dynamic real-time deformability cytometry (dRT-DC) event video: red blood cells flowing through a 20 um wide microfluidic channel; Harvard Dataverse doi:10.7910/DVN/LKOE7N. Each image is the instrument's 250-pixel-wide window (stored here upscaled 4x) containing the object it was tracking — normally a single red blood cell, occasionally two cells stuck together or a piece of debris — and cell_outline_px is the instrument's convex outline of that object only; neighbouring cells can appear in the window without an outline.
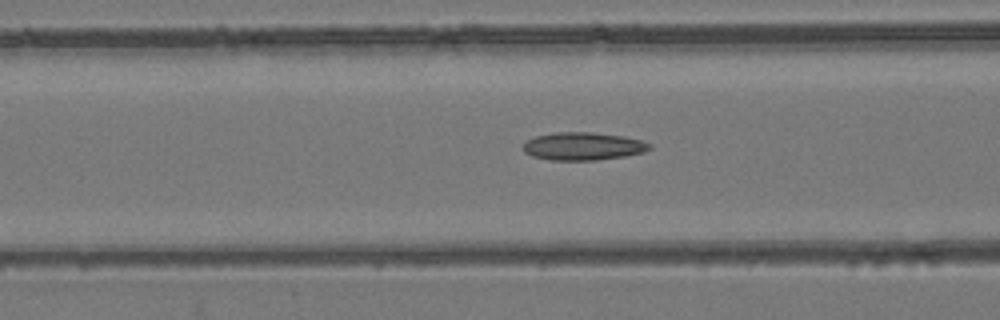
{"species": "common noctule bat (a hibernating species)", "species_latin": "Nyctalus noctula", "temperature_condition": "room temperature", "stored_images_in_passage": 54, "camera_frame_rate_fps": 3000, "um_per_image_px": 0.085, "animal": {"sex": "female", "body_mass_g": 24.6, "forearm_length_mm": 56.2}, "frame": {"image": 1, "passage_image": 22, "time_ms": 7.0, "image_size_px": [1000, 320], "cell_outline_px": [[652, 148], [644, 152], [624, 156], [596, 160], [552, 160], [532, 156], [524, 152], [520, 148], [528, 140], [536, 136], [552, 132], [592, 132], [620, 136], [640, 140], [652, 144]], "centroid_in_image_um": [49.53, 12.43], "position_along_channel_um": 117.1, "area_um2": 20.52}}
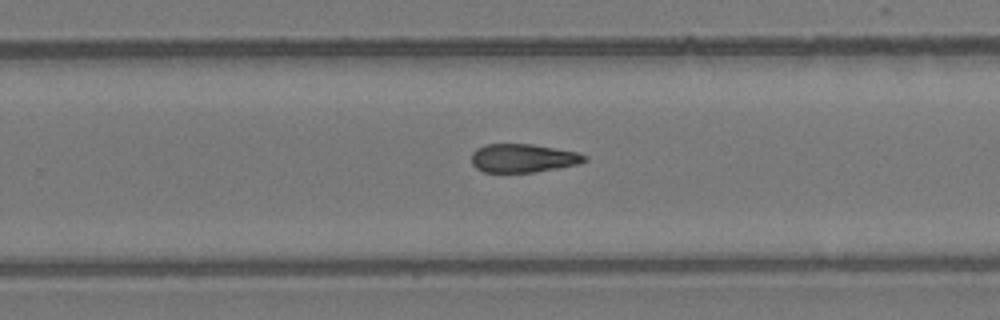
{"frame": {"image": 2, "passage_image": 35, "time_ms": 11.333, "image_size_px": [1000, 320], "cell_outline_px": [[588, 160], [580, 164], [532, 172], [484, 172], [476, 168], [472, 164], [472, 152], [476, 148], [484, 144], [532, 144], [576, 152], [588, 156]], "centroid_in_image_um": [44.45, 13.44], "position_along_channel_um": 285.3, "area_um2": 18.79}}
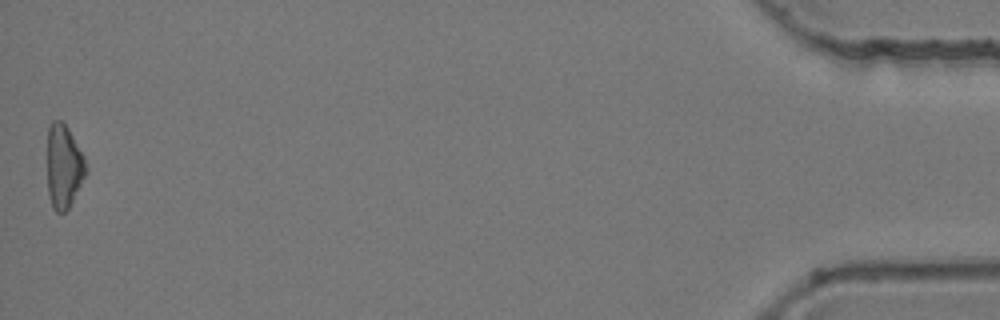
{"frame": {"image": 3, "passage_image": 54, "time_ms": 17.667, "image_size_px": [1000, 320], "cell_outline_px": [[88, 172], [68, 208], [64, 212], [56, 212], [52, 208], [48, 192], [48, 124], [52, 120], [60, 120], [68, 128], [84, 156], [88, 168]], "centroid_in_image_um": [5.43, 14.14], "position_along_channel_um": 429.8, "area_um2": 18.9}, "authors_computed_cell_mechanics": {"area_um2": 19.652, "velocity_mm_per_s": 3.8881, "shape_relaxation_time_tau1_ms": null, "shape_relaxation_time_tau2_ms": 10.7237, "deformation_change_tau1": null, "deformation_change_tau2": 0.2432}}